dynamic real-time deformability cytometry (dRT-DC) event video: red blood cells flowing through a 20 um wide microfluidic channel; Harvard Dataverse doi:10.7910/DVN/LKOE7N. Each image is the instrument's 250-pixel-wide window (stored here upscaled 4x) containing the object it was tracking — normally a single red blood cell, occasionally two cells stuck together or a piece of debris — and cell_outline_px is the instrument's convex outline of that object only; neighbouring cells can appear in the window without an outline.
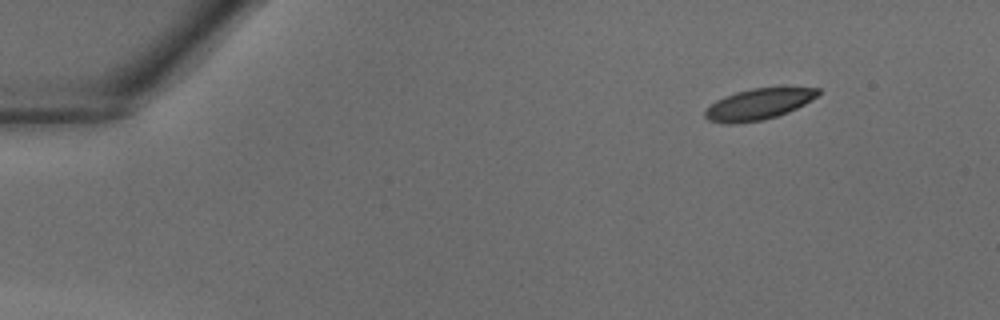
{"species": "common noctule bat (a hibernating species)", "species_latin": "Nyctalus noctula", "temperature_condition": "warm", "stored_images_in_passage": 37, "camera_frame_rate_fps": 3000, "um_per_image_px": 0.085, "animal": {"sex": "male", "body_mass_g": 18.8}, "frame": {"image": 1, "passage_image": 1, "time_ms": 0.0, "image_size_px": [1000, 320], "cell_outline_px": [[820, 92], [812, 100], [788, 112], [764, 120], [736, 124], [724, 124], [708, 120], [704, 116], [704, 112], [716, 100], [724, 96], [736, 92], [752, 88], [820, 88]], "centroid_in_image_um": [64.43, 8.87], "position_along_channel_um": 20.6, "area_um2": 20.35}}
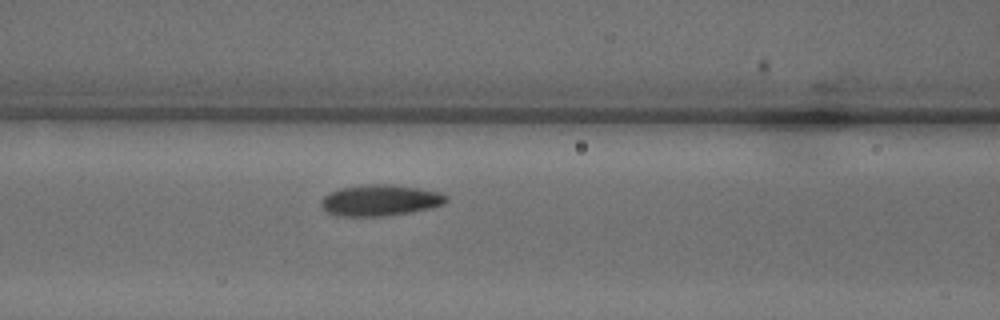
{"frame": {"image": 2, "passage_image": 14, "time_ms": 4.333, "image_size_px": [1000, 320], "cell_outline_px": [[448, 200], [444, 204], [428, 208], [388, 216], [340, 216], [328, 212], [320, 204], [324, 196], [340, 188], [368, 184], [392, 184], [440, 192], [448, 196]], "centroid_in_image_um": [32.33, 17.02], "position_along_channel_um": 134.3, "area_um2": 22.48}}
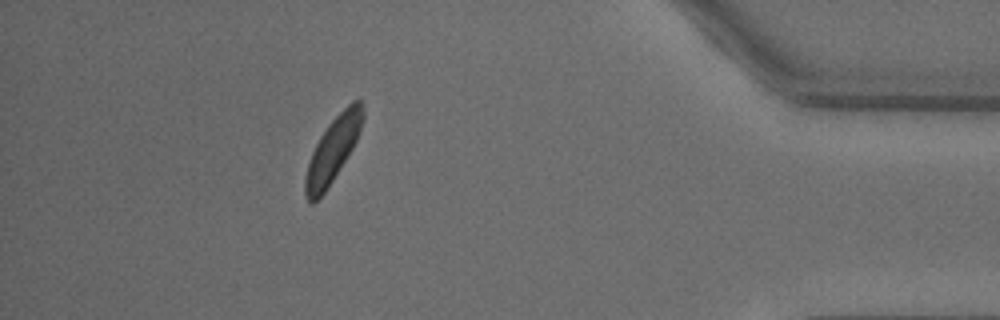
{"frame": {"image": 3, "passage_image": 33, "time_ms": 10.667, "image_size_px": [1000, 320], "cell_outline_px": [[364, 120], [356, 140], [352, 148], [332, 180], [324, 192], [312, 204], [308, 204], [304, 192], [304, 180], [308, 164], [312, 152], [320, 136], [328, 124], [352, 100], [360, 100], [364, 104]], "centroid_in_image_um": [28.29, 12.71], "position_along_channel_um": 406.9, "area_um2": 21.39}}